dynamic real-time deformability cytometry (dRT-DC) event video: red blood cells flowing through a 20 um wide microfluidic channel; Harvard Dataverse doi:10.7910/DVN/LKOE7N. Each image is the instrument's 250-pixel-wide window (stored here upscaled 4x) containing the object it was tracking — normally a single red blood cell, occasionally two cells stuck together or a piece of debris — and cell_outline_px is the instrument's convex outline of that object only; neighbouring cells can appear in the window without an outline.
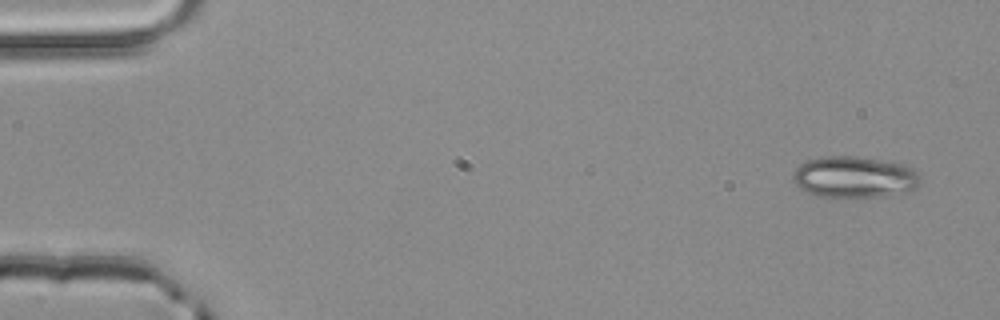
{"species": "common noctule bat (a hibernating species)", "species_latin": "Nyctalus noctula", "temperature_condition": "room temperature", "stored_images_in_passage": 3, "camera_frame_rate_fps": 3000, "um_per_image_px": 0.085, "animal": {"sex": "male", "body_mass_g": 20.4}, "frame": {"image": 1, "passage_image": 1, "time_ms": 0.0, "image_size_px": [1000, 320], "cell_outline_px": [[920, 180], [916, 188], [912, 192], [884, 196], [820, 196], [808, 192], [796, 184], [792, 180], [792, 172], [800, 164], [808, 160], [824, 156], [856, 156], [904, 164], [912, 168], [916, 172]], "centroid_in_image_um": [72.64, 15.04], "position_along_channel_um": 12.4, "area_um2": 30.58}}